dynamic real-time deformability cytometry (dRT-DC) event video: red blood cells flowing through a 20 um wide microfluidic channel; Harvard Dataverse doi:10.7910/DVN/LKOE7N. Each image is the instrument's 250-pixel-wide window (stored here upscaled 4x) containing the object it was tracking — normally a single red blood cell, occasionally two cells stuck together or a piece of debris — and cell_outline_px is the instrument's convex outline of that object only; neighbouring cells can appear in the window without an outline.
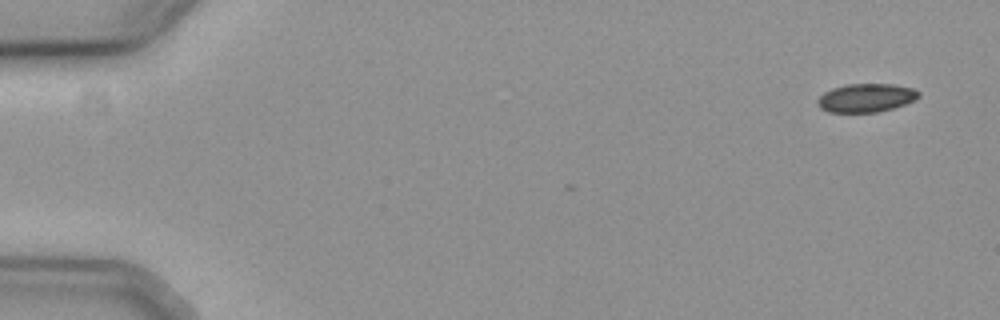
{"species": "common noctule bat (a hibernating species)", "species_latin": "Nyctalus noctula", "temperature_condition": "cold", "stored_images_in_passage": 3, "camera_frame_rate_fps": 3000, "um_per_image_px": 0.085, "animal": {"sex": "female", "body_mass_g": 19.3, "forearm_length_mm": 54.1}, "frame": {"image": 1, "passage_image": 1, "time_ms": 0.0, "image_size_px": [1000, 320], "cell_outline_px": [[920, 96], [916, 100], [892, 108], [876, 112], [828, 112], [820, 108], [816, 104], [816, 100], [824, 92], [832, 88], [844, 84], [892, 84], [912, 88], [920, 92]], "centroid_in_image_um": [73.59, 8.31], "position_along_channel_um": 11.4, "area_um2": 16.88}}